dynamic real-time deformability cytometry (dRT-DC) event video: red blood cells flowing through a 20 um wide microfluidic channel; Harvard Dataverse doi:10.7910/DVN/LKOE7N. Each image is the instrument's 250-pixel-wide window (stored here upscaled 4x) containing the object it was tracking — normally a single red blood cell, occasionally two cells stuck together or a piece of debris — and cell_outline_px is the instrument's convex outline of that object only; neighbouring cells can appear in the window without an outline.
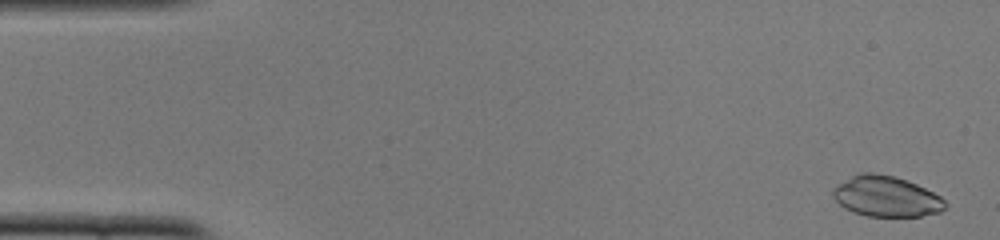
{"species": "common noctule bat (a hibernating species)", "species_latin": "Nyctalus noctula", "temperature_condition": "cold", "stored_images_in_passage": 52, "camera_frame_rate_fps": 3000, "um_per_image_px": 0.085, "animal": {"sex": "female", "body_mass_g": 22.0, "forearm_length_mm": 56.7}, "frame": {"image": 1, "passage_image": 2, "time_ms": 0.333, "image_size_px": [1000, 240], "cell_outline_px": [[948, 204], [940, 212], [920, 216], [868, 216], [852, 212], [844, 208], [832, 196], [832, 188], [836, 184], [860, 172], [872, 172], [892, 176], [908, 180], [940, 196]], "centroid_in_image_um": [75.3, 16.69], "position_along_channel_um": 9.7, "area_um2": 26.59}}
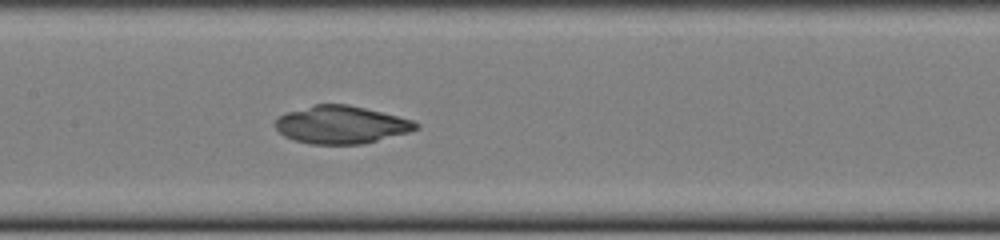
{"frame": {"image": 2, "passage_image": 25, "time_ms": 8.0, "image_size_px": [1000, 240], "cell_outline_px": [[420, 128], [408, 132], [364, 144], [308, 144], [292, 140], [284, 136], [276, 128], [276, 120], [280, 116], [288, 112], [312, 104], [348, 104], [412, 120], [420, 124]], "centroid_in_image_um": [28.99, 10.61], "position_along_channel_um": 178.4, "area_um2": 30.81}}
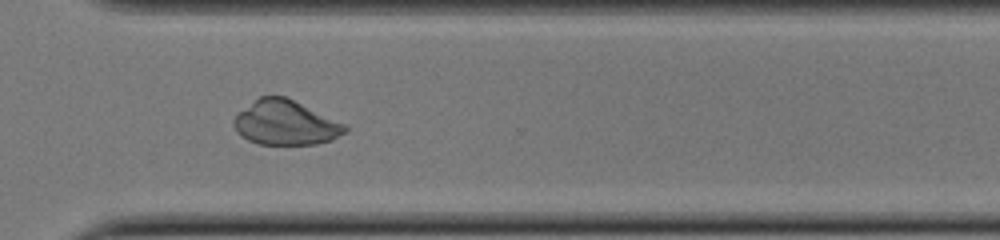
{"frame": {"image": 3, "passage_image": 38, "time_ms": 12.333, "image_size_px": [1000, 240], "cell_outline_px": [[348, 132], [332, 140], [316, 144], [260, 144], [248, 140], [240, 136], [236, 132], [232, 124], [232, 120], [240, 112], [260, 96], [284, 96], [344, 124], [348, 128]], "centroid_in_image_um": [24.25, 10.46], "position_along_channel_um": 346.3, "area_um2": 28.55}}